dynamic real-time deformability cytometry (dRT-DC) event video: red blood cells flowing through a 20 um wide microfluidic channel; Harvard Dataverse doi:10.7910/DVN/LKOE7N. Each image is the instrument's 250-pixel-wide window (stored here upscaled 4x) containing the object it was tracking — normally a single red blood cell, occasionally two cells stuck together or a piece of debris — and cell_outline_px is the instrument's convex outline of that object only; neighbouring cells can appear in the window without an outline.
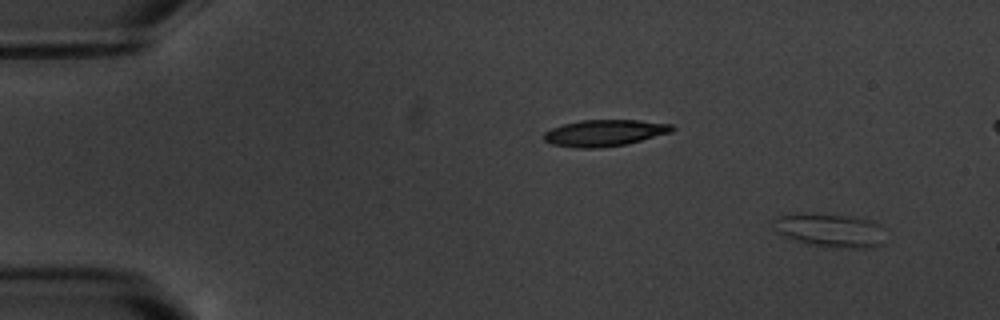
{"species": "common noctule bat (a hibernating species)", "species_latin": "Nyctalus noctula", "temperature_condition": "warm", "stored_images_in_passage": 5, "segment_of_instrument_passage": [1, 2], "camera_frame_rate_fps": 3000, "um_per_image_px": 0.085, "animal": {"sex": "male", "body_mass_g": 20.1, "forearm_length_mm": 53.5}, "frame": {"image": 1, "passage_image": 1, "time_ms": 0.0, "image_size_px": [1000, 320], "cell_outline_px": [[888, 228], [884, 244], [876, 248], [832, 248], [812, 244], [776, 232], [772, 220], [780, 216], [808, 212], [812, 212], [844, 216], [868, 220], [880, 224]], "centroid_in_image_um": [70.7, 19.58], "position_along_channel_um": 14.3, "area_um2": 22.25}}
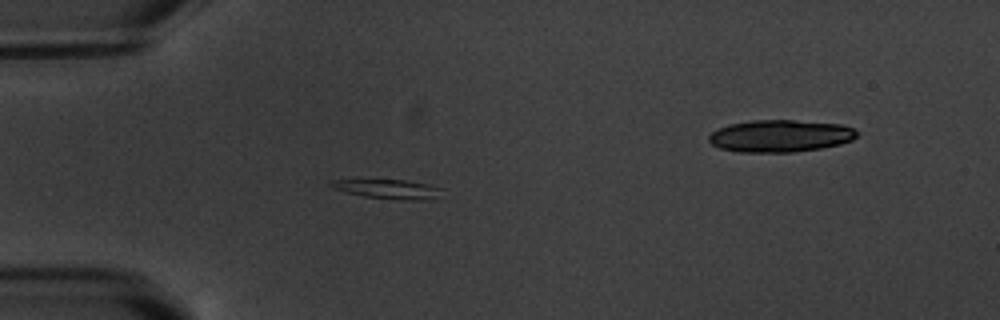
{"frame": {"image": 2, "passage_image": 4, "time_ms": 4.333, "image_size_px": [1000, 320], "cell_outline_px": [[444, 188], [436, 200], [412, 200], [364, 196], [344, 192], [328, 184], [332, 180], [408, 180], [428, 184]], "centroid_in_image_um": [33.1, 16.07], "position_along_channel_um": 51.9, "area_um2": 12.43}}